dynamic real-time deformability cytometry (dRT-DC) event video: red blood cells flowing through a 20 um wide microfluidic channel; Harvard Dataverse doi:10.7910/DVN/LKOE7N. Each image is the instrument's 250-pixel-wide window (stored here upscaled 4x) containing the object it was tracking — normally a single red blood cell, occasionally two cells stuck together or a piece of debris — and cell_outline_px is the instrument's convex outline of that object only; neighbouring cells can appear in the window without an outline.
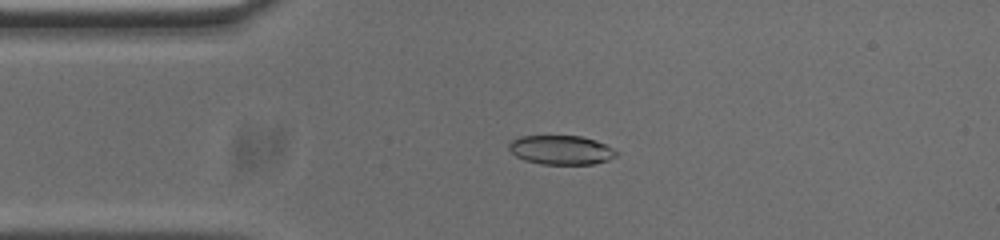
{"species": "common noctule bat (a hibernating species)", "species_latin": "Nyctalus noctula", "temperature_condition": "cold", "stored_images_in_passage": 44, "camera_frame_rate_fps": 3000, "um_per_image_px": 0.085, "animal": {"sex": "male", "body_mass_g": 20.0, "forearm_length_mm": 53.3}, "frame": {"image": 1, "passage_image": 2, "time_ms": 0.333, "image_size_px": [1000, 240], "cell_outline_px": [[620, 152], [616, 156], [608, 160], [592, 164], [540, 164], [524, 160], [516, 156], [508, 148], [508, 144], [512, 140], [520, 136], [580, 136], [596, 140]], "centroid_in_image_um": [47.69, 12.75], "position_along_channel_um": 37.3, "area_um2": 18.26}}
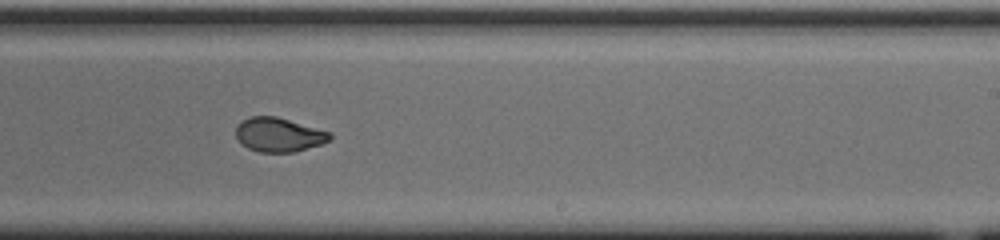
{"frame": {"image": 2, "passage_image": 22, "time_ms": 7.0, "image_size_px": [1000, 240], "cell_outline_px": [[332, 136], [324, 144], [292, 152], [260, 152], [248, 148], [240, 144], [236, 136], [236, 124], [240, 120], [248, 116], [276, 116], [332, 132]], "centroid_in_image_um": [23.67, 11.44], "position_along_channel_um": 265.3, "area_um2": 18.96}}
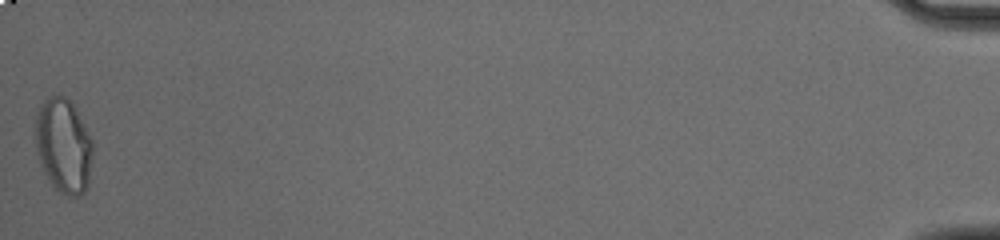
{"frame": {"image": 3, "passage_image": 44, "time_ms": 14.333, "image_size_px": [1000, 240], "cell_outline_px": [[92, 156], [88, 184], [84, 192], [80, 196], [68, 196], [52, 188], [40, 164], [36, 152], [36, 112], [40, 104], [48, 96], [64, 96], [76, 108], [92, 140]], "centroid_in_image_um": [5.38, 12.41], "position_along_channel_um": 429.8, "area_um2": 31.79}, "authors_computed_cell_mechanics": {"area_um2": 19.3052, "velocity_mm_per_s": 3.7388, "shape_relaxation_time_tau1_ms": 10.0337, "shape_relaxation_time_tau2_ms": 1.4335, "deformation_change_tau1": 0.251, "deformation_change_tau2": 0.0545}}